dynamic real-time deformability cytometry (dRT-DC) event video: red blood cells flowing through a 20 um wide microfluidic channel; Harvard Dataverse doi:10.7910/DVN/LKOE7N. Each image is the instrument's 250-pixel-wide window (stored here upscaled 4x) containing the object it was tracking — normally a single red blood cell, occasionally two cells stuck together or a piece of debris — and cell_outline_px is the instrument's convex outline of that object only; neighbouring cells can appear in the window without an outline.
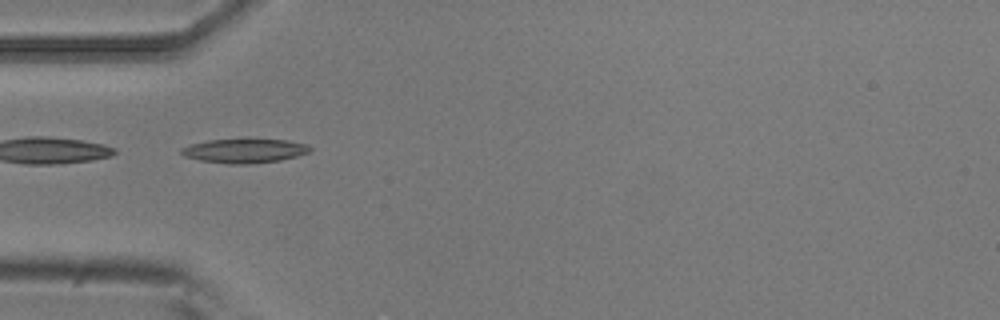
{"species": "common noctule bat (a hibernating species)", "species_latin": "Nyctalus noctula", "temperature_condition": "room temperature", "stored_images_in_passage": 6, "camera_frame_rate_fps": 3000, "um_per_image_px": 0.085, "animal": {"sex": "male", "body_mass_g": 20.5, "forearm_length_mm": 52.5}, "frame": {"image": 1, "passage_image": 3, "time_ms": 0.667, "image_size_px": [1000, 320], "cell_outline_px": [[312, 148], [308, 152], [296, 156], [280, 160], [248, 164], [228, 164], [200, 160], [184, 156], [180, 152], [180, 148], [192, 144], [208, 140], [288, 140], [308, 144]], "centroid_in_image_um": [20.78, 12.83], "position_along_channel_um": 64.2, "area_um2": 17.86}}
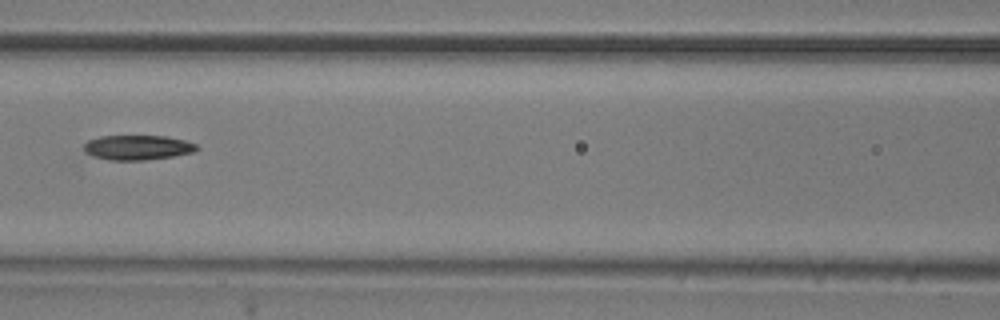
{"frame": {"image": 2, "passage_image": 5, "time_ms": 1.333, "image_size_px": [1000, 320], "cell_outline_px": [[200, 148], [196, 152], [172, 156], [144, 160], [108, 160], [92, 156], [84, 152], [84, 144], [88, 140], [100, 136], [164, 136], [184, 140], [196, 144]], "centroid_in_image_um": [11.69, 12.54], "position_along_channel_um": 154.9, "area_um2": 16.36}}
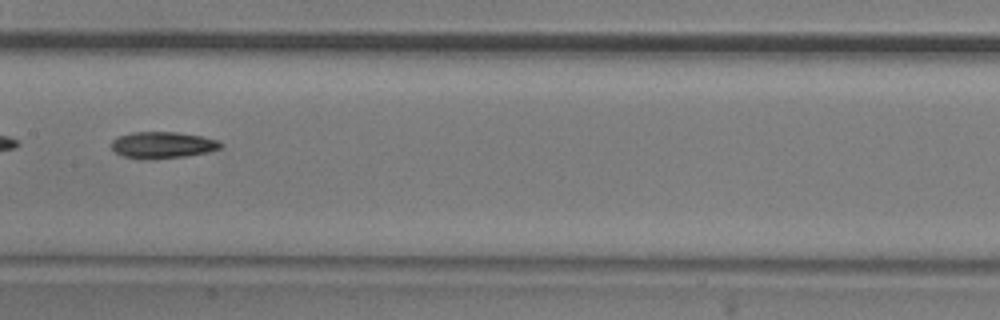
{"frame": {"image": 3, "passage_image": 6, "time_ms": 1.667, "image_size_px": [1000, 320], "cell_outline_px": [[224, 144], [220, 148], [208, 152], [184, 156], [148, 160], [140, 160], [124, 156], [116, 152], [112, 148], [112, 140], [120, 136], [132, 132], [180, 132], [220, 140]], "centroid_in_image_um": [13.84, 12.33], "position_along_channel_um": 193.6, "area_um2": 16.99}}